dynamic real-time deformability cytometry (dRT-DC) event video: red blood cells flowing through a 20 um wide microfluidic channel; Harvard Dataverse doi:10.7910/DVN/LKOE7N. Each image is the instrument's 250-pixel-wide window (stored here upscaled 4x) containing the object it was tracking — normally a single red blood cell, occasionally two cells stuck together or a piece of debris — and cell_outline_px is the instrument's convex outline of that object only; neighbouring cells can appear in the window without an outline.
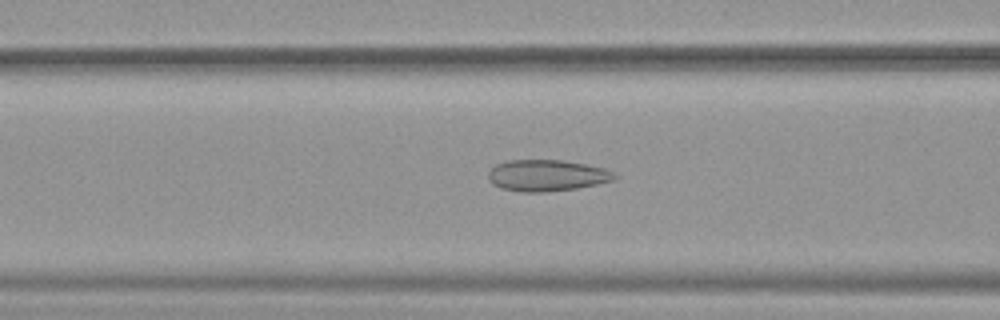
{"species": "common noctule bat (a hibernating species)", "species_latin": "Nyctalus noctula", "temperature_condition": "warm", "stored_images_in_passage": 39, "camera_frame_rate_fps": 3000, "um_per_image_px": 0.085, "animal": {"sex": "female", "body_mass_g": 19.9}, "frame": {"image": 1, "passage_image": 14, "time_ms": 4.333, "image_size_px": [1000, 320], "cell_outline_px": [[620, 176], [616, 180], [576, 188], [544, 192], [520, 192], [500, 188], [492, 184], [488, 180], [488, 172], [496, 164], [508, 160], [560, 160], [584, 164], [604, 168]], "centroid_in_image_um": [46.47, 14.92], "position_along_channel_um": 120.1, "area_um2": 23.18}}
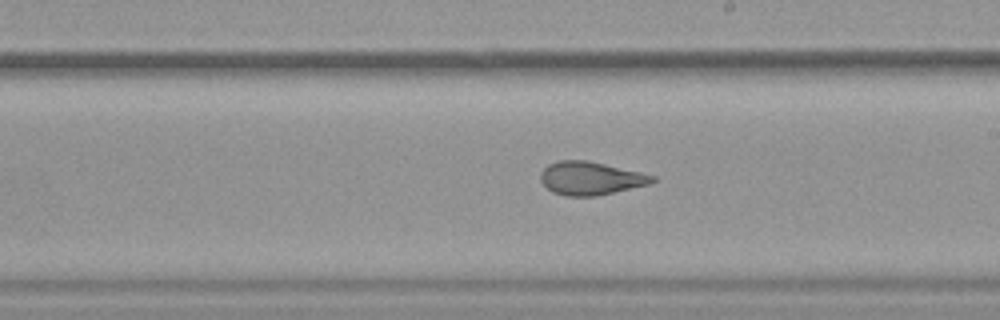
{"frame": {"image": 2, "passage_image": 23, "time_ms": 7.333, "image_size_px": [1000, 320], "cell_outline_px": [[656, 180], [648, 184], [596, 196], [564, 196], [552, 192], [540, 180], [540, 172], [548, 164], [560, 160], [588, 160], [640, 172], [656, 176]], "centroid_in_image_um": [50.17, 15.15], "position_along_channel_um": 238.8, "area_um2": 21.56}}
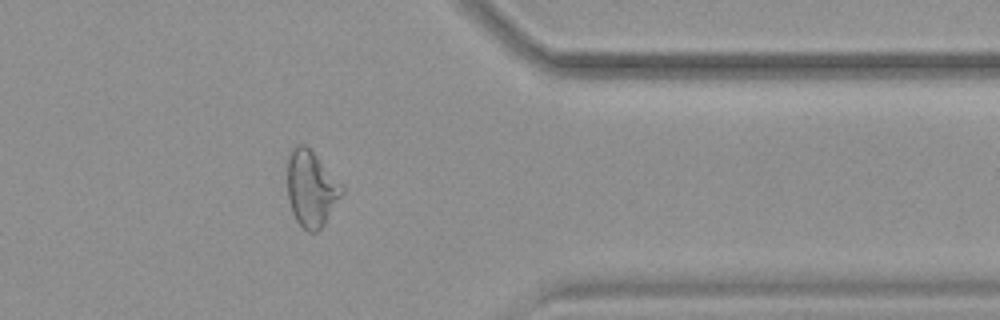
{"frame": {"image": 3, "passage_image": 35, "time_ms": 11.333, "image_size_px": [1000, 320], "cell_outline_px": [[344, 192], [324, 224], [316, 232], [308, 232], [296, 220], [292, 212], [288, 200], [284, 156], [292, 148], [300, 144], [304, 144], [344, 184]], "centroid_in_image_um": [26.41, 15.99], "position_along_channel_um": 385.0, "area_um2": 24.8}, "authors_computed_cell_mechanics": {"area_um2": 23.1778, "velocity_mm_per_s": 3.9697, "shape_relaxation_time_tau1_ms": null, "shape_relaxation_time_tau2_ms": 1.2203, "deformation_change_tau1": null, "deformation_change_tau2": 0.0816}}